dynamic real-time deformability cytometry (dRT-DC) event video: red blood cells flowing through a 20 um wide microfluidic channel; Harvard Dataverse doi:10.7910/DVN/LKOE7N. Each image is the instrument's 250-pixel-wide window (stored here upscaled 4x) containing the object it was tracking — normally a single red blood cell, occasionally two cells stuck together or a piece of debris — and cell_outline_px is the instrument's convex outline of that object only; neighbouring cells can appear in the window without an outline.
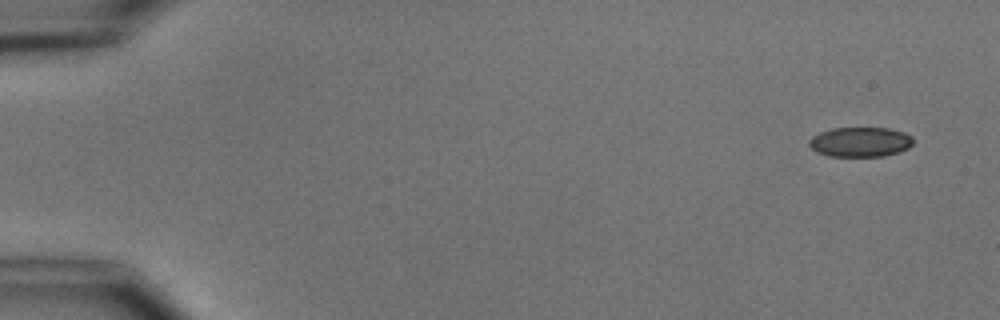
{"species": "common noctule bat (a hibernating species)", "species_latin": "Nyctalus noctula", "temperature_condition": "cold", "stored_images_in_passage": 5, "camera_frame_rate_fps": 3000, "um_per_image_px": 0.085, "animal": {"sex": "male", "body_mass_g": 15.6}, "frame": {"image": 1, "passage_image": 1, "time_ms": 0.0, "image_size_px": [1000, 320], "cell_outline_px": [[912, 144], [908, 148], [900, 152], [884, 156], [828, 156], [816, 152], [808, 144], [808, 140], [812, 136], [820, 132], [832, 128], [888, 128], [904, 132], [912, 136]], "centroid_in_image_um": [73.11, 12.07], "position_along_channel_um": 11.9, "area_um2": 18.15}}
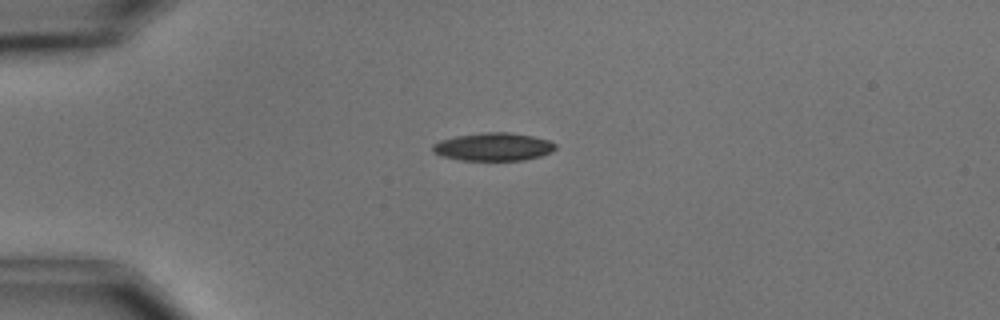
{"frame": {"image": 2, "passage_image": 4, "time_ms": 3.667, "image_size_px": [1000, 320], "cell_outline_px": [[556, 148], [552, 152], [540, 156], [524, 160], [460, 160], [440, 156], [432, 152], [432, 144], [440, 140], [456, 136], [484, 132], [508, 132], [532, 136], [548, 140], [556, 144]], "centroid_in_image_um": [41.91, 12.48], "position_along_channel_um": 43.1, "area_um2": 20.11}}